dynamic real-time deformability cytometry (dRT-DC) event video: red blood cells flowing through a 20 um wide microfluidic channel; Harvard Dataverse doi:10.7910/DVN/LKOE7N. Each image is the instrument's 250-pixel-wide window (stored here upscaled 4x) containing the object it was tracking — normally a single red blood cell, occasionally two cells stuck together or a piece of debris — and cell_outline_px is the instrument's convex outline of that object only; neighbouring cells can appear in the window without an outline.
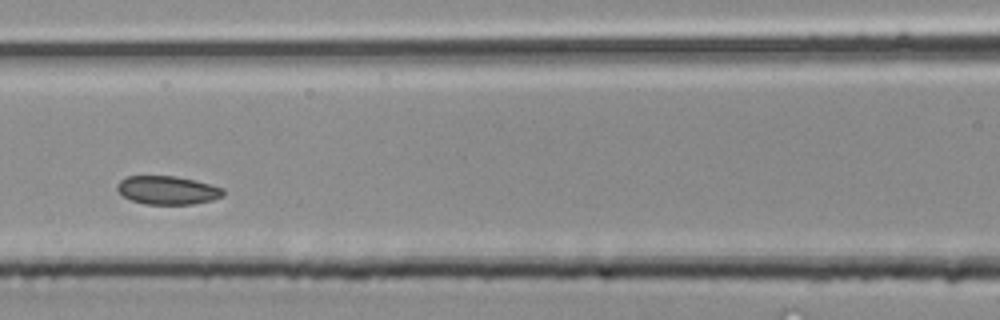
{"species": "common noctule bat (a hibernating species)", "species_latin": "Nyctalus noctula", "temperature_condition": "room temperature", "stored_images_in_passage": 5, "camera_frame_rate_fps": 3000, "um_per_image_px": 0.085, "animal": {"sex": "male", "body_mass_g": 20.4}, "frame": {"image": 1, "passage_image": 5, "time_ms": 1.333, "image_size_px": [1000, 320], "cell_outline_px": [[224, 196], [212, 200], [192, 204], [144, 204], [132, 200], [124, 196], [116, 188], [116, 184], [120, 180], [128, 176], [176, 176], [196, 180], [212, 184], [224, 188]], "centroid_in_image_um": [14.27, 16.16], "position_along_channel_um": 152.3, "area_um2": 17.69}}